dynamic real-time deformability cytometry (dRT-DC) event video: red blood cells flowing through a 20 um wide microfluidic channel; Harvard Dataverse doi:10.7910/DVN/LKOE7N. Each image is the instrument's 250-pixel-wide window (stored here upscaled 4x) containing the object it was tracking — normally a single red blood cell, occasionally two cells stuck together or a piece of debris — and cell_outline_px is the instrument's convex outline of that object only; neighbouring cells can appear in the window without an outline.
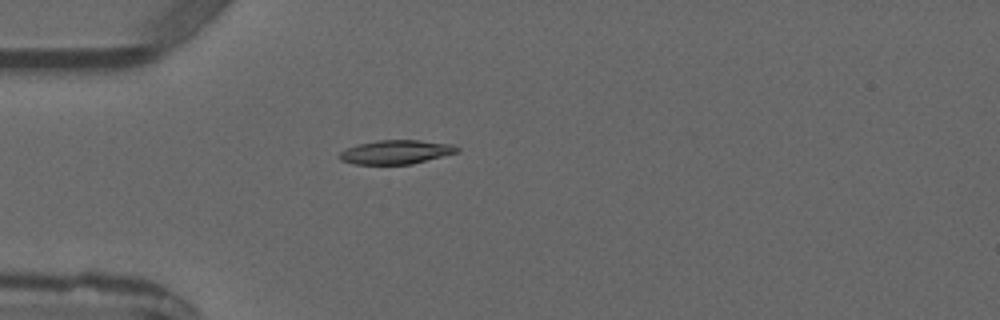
{"species": "common noctule bat (a hibernating species)", "species_latin": "Nyctalus noctula", "temperature_condition": "warm", "stored_images_in_passage": 3, "camera_frame_rate_fps": 3000, "um_per_image_px": 0.085, "animal": {"sex": "male", "forearm_length_mm": 52.5}, "frame": {"image": 1, "passage_image": 3, "time_ms": 2.333, "image_size_px": [1000, 320], "cell_outline_px": [[460, 152], [412, 164], [352, 164], [340, 160], [340, 152], [356, 144], [376, 140], [420, 140], [452, 144], [460, 148]], "centroid_in_image_um": [33.69, 12.92], "position_along_channel_um": 51.3, "area_um2": 16.53}}